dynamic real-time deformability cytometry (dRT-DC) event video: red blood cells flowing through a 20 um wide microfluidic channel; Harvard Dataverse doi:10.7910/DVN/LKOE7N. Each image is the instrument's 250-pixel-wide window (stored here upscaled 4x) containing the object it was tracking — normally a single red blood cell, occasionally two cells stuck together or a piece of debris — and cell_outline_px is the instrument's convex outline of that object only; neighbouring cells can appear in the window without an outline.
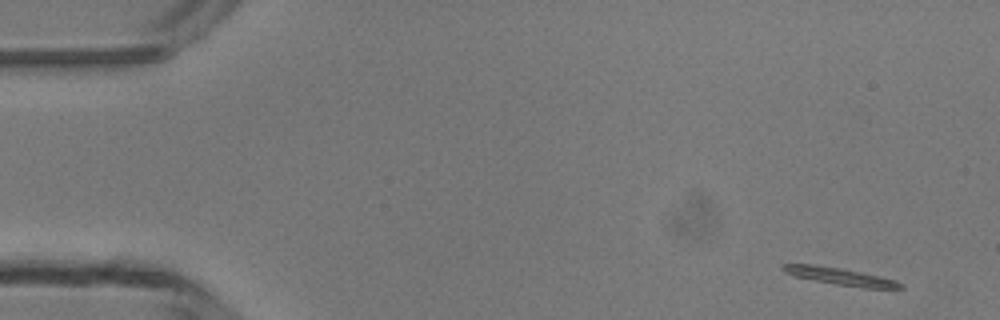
{"species": "common noctule bat (a hibernating species)", "species_latin": "Nyctalus noctula", "temperature_condition": "room temperature", "stored_images_in_passage": 4, "camera_frame_rate_fps": 3000, "um_per_image_px": 0.085, "animal": {"sex": "male", "body_mass_g": 13.3}, "frame": {"image": 1, "passage_image": 1, "time_ms": 0.0, "image_size_px": [1000, 320], "cell_outline_px": [[904, 288], [864, 288], [836, 284], [796, 276], [784, 272], [780, 268], [780, 264], [812, 264], [844, 268], [880, 276], [896, 280], [904, 284]], "centroid_in_image_um": [71.44, 23.48], "position_along_channel_um": 13.6, "area_um2": 11.85}}
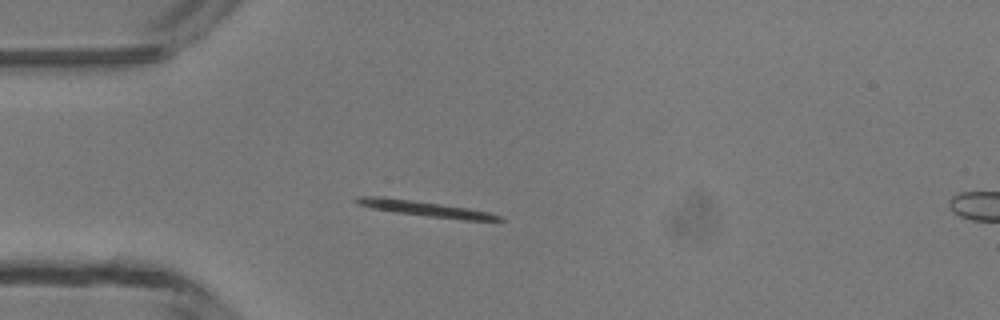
{"frame": {"image": 2, "passage_image": 4, "time_ms": 3.333, "image_size_px": [1000, 320], "cell_outline_px": [[504, 220], [464, 220], [396, 212], [372, 208], [356, 204], [352, 200], [356, 196], [384, 196], [468, 208], [488, 212], [500, 216]], "centroid_in_image_um": [36.02, 17.71], "position_along_channel_um": 49.0, "area_um2": 12.6}}